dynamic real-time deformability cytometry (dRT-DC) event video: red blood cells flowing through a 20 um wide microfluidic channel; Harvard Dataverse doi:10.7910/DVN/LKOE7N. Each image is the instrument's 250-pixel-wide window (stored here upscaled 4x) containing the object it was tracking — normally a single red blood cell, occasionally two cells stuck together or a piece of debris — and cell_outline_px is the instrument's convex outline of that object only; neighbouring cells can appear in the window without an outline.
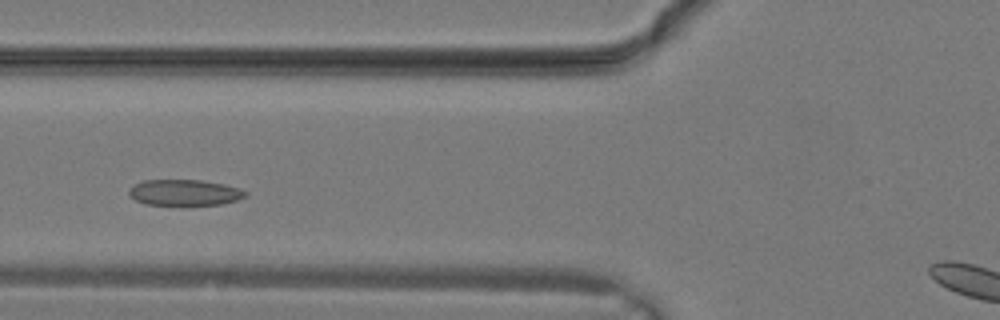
{"species": "common noctule bat (a hibernating species)", "species_latin": "Nyctalus noctula", "temperature_condition": "warm", "stored_images_in_passage": 12, "camera_frame_rate_fps": 3000, "um_per_image_px": 0.085, "animal": {"sex": "male", "body_mass_g": 19.2, "forearm_length_mm": 51.8}, "frame": {"image": 1, "passage_image": 7, "time_ms": 2.0, "image_size_px": [1000, 320], "cell_outline_px": [[248, 196], [240, 200], [220, 204], [148, 204], [136, 200], [128, 196], [128, 188], [144, 180], [200, 180], [224, 184], [240, 188], [248, 192]], "centroid_in_image_um": [15.72, 16.35], "position_along_channel_um": 110.1, "area_um2": 17.57}}
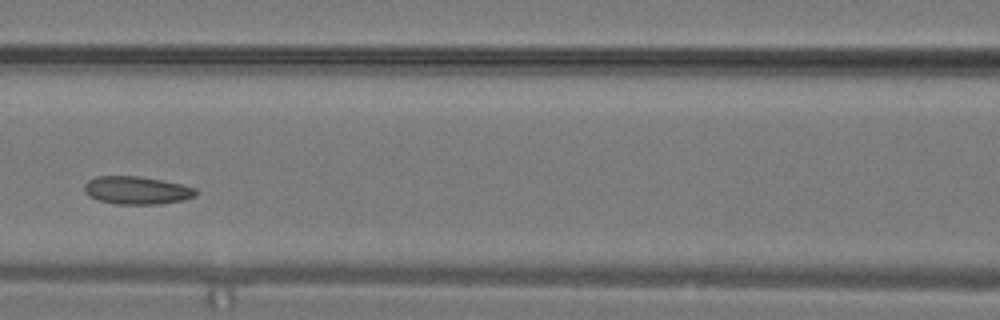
{"frame": {"image": 2, "passage_image": 9, "time_ms": 2.667, "image_size_px": [1000, 320], "cell_outline_px": [[200, 192], [196, 196], [184, 200], [160, 204], [116, 204], [100, 200], [88, 196], [84, 192], [84, 184], [88, 180], [96, 176], [140, 176], [180, 184], [196, 188]], "centroid_in_image_um": [11.64, 16.18], "position_along_channel_um": 155.0, "area_um2": 18.26}}
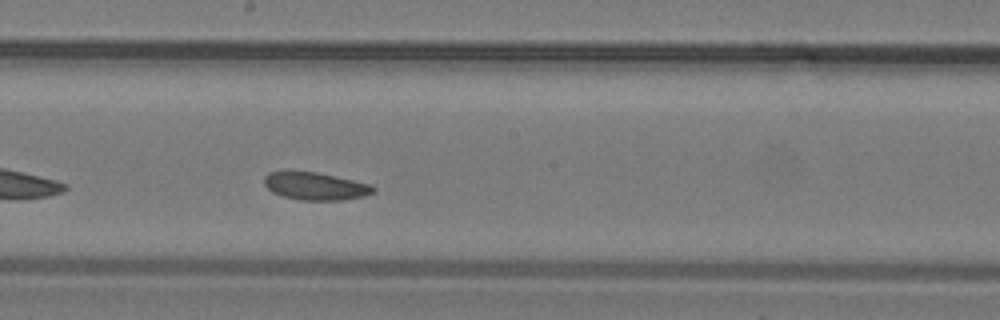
{"frame": {"image": 3, "passage_image": 12, "time_ms": 3.667, "image_size_px": [1000, 320], "cell_outline_px": [[376, 188], [372, 192], [364, 196], [340, 200], [300, 200], [280, 196], [272, 192], [264, 184], [264, 176], [268, 172], [288, 168], [316, 172], [336, 176], [372, 184]], "centroid_in_image_um": [26.72, 15.78], "position_along_channel_um": 221.5, "area_um2": 18.21}}